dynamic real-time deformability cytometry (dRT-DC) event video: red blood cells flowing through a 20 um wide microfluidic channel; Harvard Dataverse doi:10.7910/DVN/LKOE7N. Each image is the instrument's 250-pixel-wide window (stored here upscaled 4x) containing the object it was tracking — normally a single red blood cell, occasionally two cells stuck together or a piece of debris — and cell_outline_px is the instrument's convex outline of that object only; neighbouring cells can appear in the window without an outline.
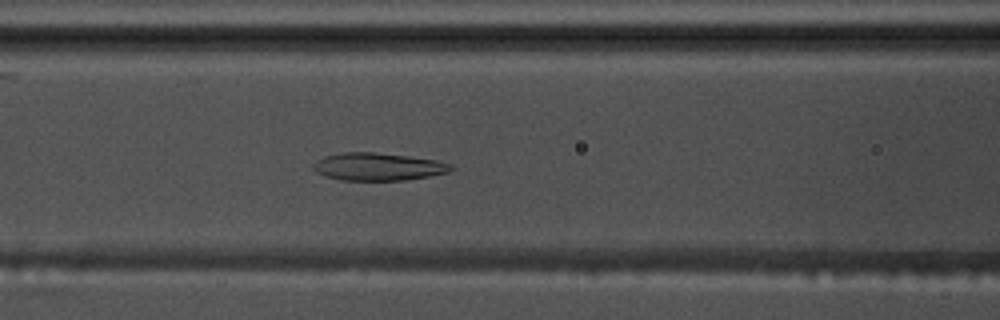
{"species": "common noctule bat (a hibernating species)", "species_latin": "Nyctalus noctula", "temperature_condition": "warm", "stored_images_in_passage": 46, "camera_frame_rate_fps": 3000, "um_per_image_px": 0.085, "animal": {"sex": "male", "body_mass_g": 17.5, "forearm_length_mm": 52.3}, "frame": {"image": 1, "passage_image": 13, "time_ms": 4.0, "image_size_px": [1000, 320], "cell_outline_px": [[456, 168], [448, 172], [428, 176], [404, 180], [344, 180], [324, 176], [316, 172], [312, 168], [312, 164], [316, 160], [324, 156], [344, 152], [372, 152], [408, 156], [436, 160], [452, 164]], "centroid_in_image_um": [32.12, 14.16], "position_along_channel_um": 134.5, "area_um2": 22.2}}
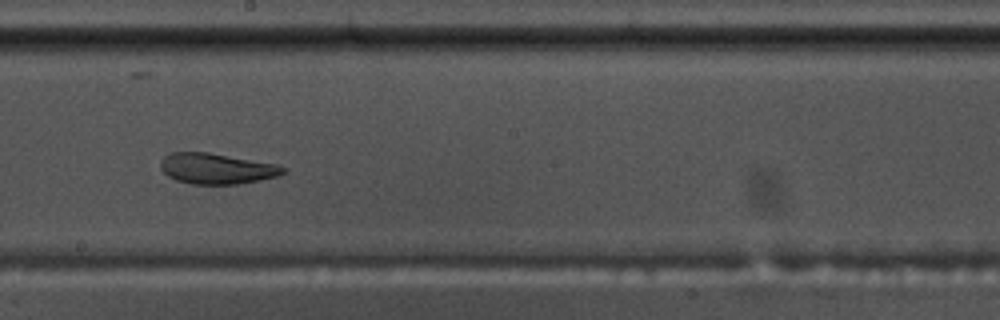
{"frame": {"image": 2, "passage_image": 21, "time_ms": 6.667, "image_size_px": [1000, 320], "cell_outline_px": [[288, 172], [276, 176], [260, 180], [236, 184], [192, 184], [176, 180], [168, 176], [160, 168], [160, 160], [168, 152], [208, 152], [276, 164], [288, 168]], "centroid_in_image_um": [18.4, 14.32], "position_along_channel_um": 229.8, "area_um2": 22.02}}
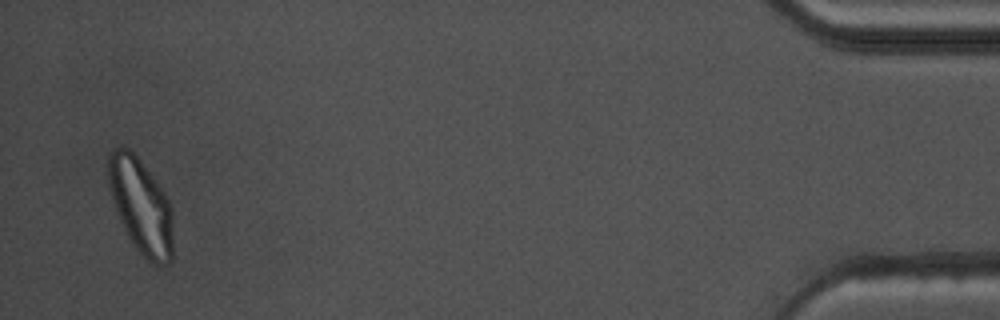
{"frame": {"image": 3, "passage_image": 44, "time_ms": 14.333, "image_size_px": [1000, 320], "cell_outline_px": [[172, 260], [168, 264], [152, 264], [136, 248], [128, 236], [116, 212], [108, 188], [108, 152], [116, 148], [128, 148], [140, 160], [156, 180], [164, 192], [172, 208]], "centroid_in_image_um": [11.97, 17.5], "position_along_channel_um": 423.2, "area_um2": 35.84}, "authors_computed_cell_mechanics": {"area_um2": 25.1719, "velocity_mm_per_s": 3.5986, "shape_relaxation_time_tau1_ms": null, "shape_relaxation_time_tau2_ms": 1.3037, "deformation_change_tau1": null, "deformation_change_tau2": 0.0747}}